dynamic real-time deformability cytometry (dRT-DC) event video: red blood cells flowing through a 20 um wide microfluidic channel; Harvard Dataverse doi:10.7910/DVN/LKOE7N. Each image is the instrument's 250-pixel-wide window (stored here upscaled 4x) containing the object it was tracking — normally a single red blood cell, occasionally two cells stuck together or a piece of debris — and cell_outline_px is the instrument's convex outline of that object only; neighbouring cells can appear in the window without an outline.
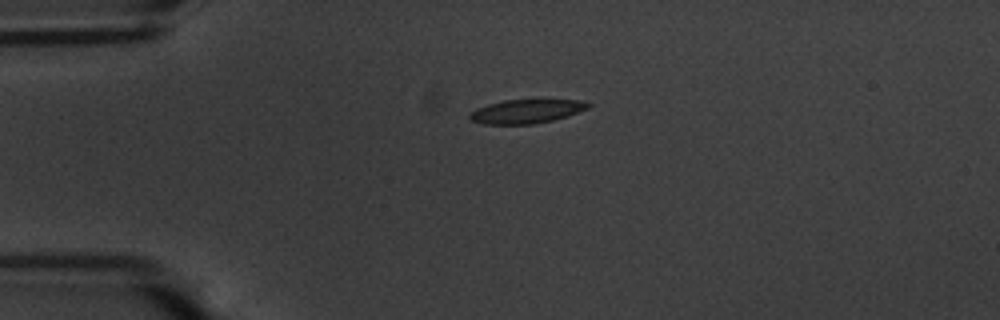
{"species": "common noctule bat (a hibernating species)", "species_latin": "Nyctalus noctula", "temperature_condition": "warm", "stored_images_in_passage": 44, "camera_frame_rate_fps": 3000, "um_per_image_px": 0.085, "animal": {"sex": "male", "body_mass_g": 20.1, "forearm_length_mm": 53.5}, "frame": {"image": 1, "passage_image": 1, "time_ms": 0.0, "image_size_px": [1000, 320], "cell_outline_px": [[592, 104], [588, 108], [568, 116], [552, 120], [532, 124], [484, 124], [472, 120], [468, 116], [476, 108], [488, 104], [504, 100], [576, 100]], "centroid_in_image_um": [44.73, 9.46], "position_along_channel_um": 40.3, "area_um2": 16.24}}
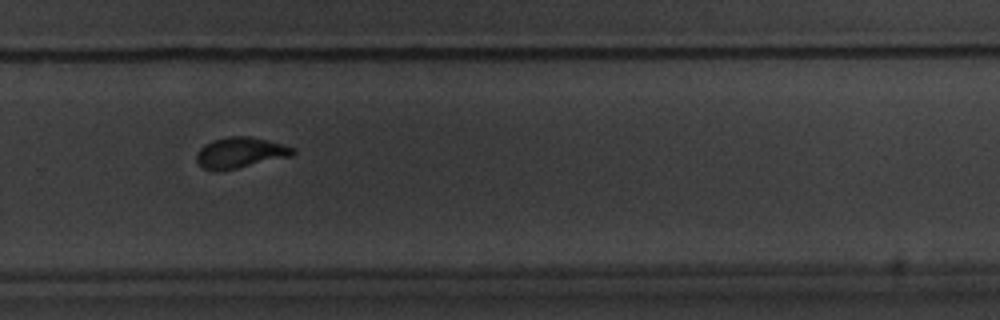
{"frame": {"image": 2, "passage_image": 26, "time_ms": 8.333, "image_size_px": [1000, 320], "cell_outline_px": [[296, 152], [292, 156], [220, 172], [212, 172], [204, 168], [196, 160], [196, 156], [200, 148], [204, 144], [212, 140], [232, 136], [248, 136], [296, 148]], "centroid_in_image_um": [20.39, 13.0], "position_along_channel_um": 309.4, "area_um2": 17.28}}
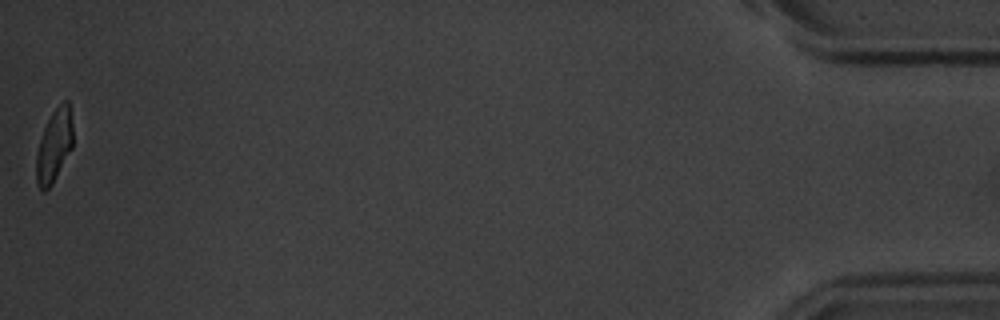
{"frame": {"image": 3, "passage_image": 44, "time_ms": 14.333, "image_size_px": [1000, 320], "cell_outline_px": [[72, 148], [52, 184], [44, 192], [36, 184], [36, 152], [44, 128], [52, 112], [64, 100], [68, 100], [72, 124]], "centroid_in_image_um": [4.59, 12.4], "position_along_channel_um": 430.6, "area_um2": 15.37}, "authors_computed_cell_mechanics": {"area_um2": 17.051, "velocity_mm_per_s": 3.5739, "shape_relaxation_time_tau1_ms": 2.9493, "shape_relaxation_time_tau2_ms": 1.0955, "deformation_change_tau1": 0.1505, "deformation_change_tau2": 0.0653}}